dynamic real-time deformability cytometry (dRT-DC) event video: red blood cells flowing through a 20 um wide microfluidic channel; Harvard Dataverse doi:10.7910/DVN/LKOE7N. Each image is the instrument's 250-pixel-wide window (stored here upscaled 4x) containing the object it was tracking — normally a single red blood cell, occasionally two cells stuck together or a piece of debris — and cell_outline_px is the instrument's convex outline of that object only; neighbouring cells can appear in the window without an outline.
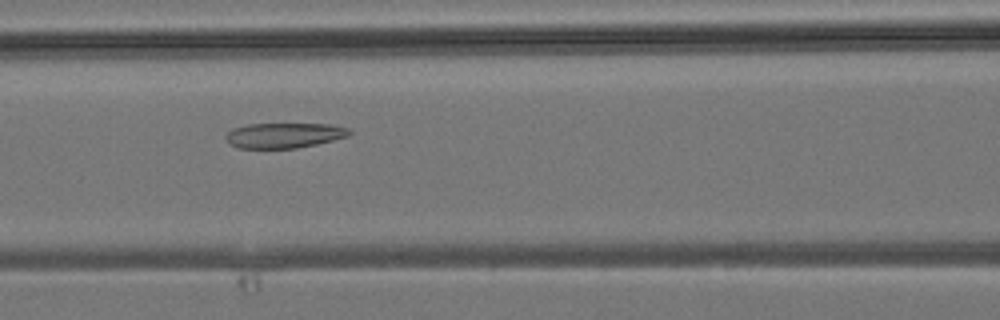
{"species": "common noctule bat (a hibernating species)", "species_latin": "Nyctalus noctula", "temperature_condition": "room temperature", "stored_images_in_passage": 31, "segment_of_instrument_passage": [1, 2], "camera_frame_rate_fps": 3000, "um_per_image_px": 0.085, "animal": {"sex": "male", "body_mass_g": 19.2, "forearm_length_mm": 51.8}, "frame": {"image": 1, "passage_image": 6, "time_ms": 1.667, "image_size_px": [1000, 320], "cell_outline_px": [[352, 132], [348, 136], [316, 144], [296, 148], [236, 148], [228, 144], [224, 136], [232, 128], [248, 124], [328, 124], [348, 128]], "centroid_in_image_um": [24.09, 11.51], "position_along_channel_um": 142.5, "area_um2": 18.15}}
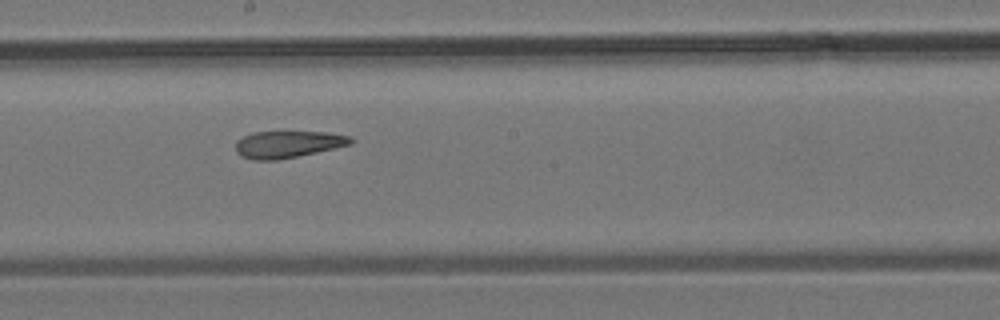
{"frame": {"image": 2, "passage_image": 11, "time_ms": 3.333, "image_size_px": [1000, 320], "cell_outline_px": [[356, 140], [352, 144], [316, 152], [276, 160], [252, 160], [240, 156], [236, 152], [236, 140], [252, 132], [328, 132], [352, 136]], "centroid_in_image_um": [24.48, 12.26], "position_along_channel_um": 223.7, "area_um2": 18.15}}
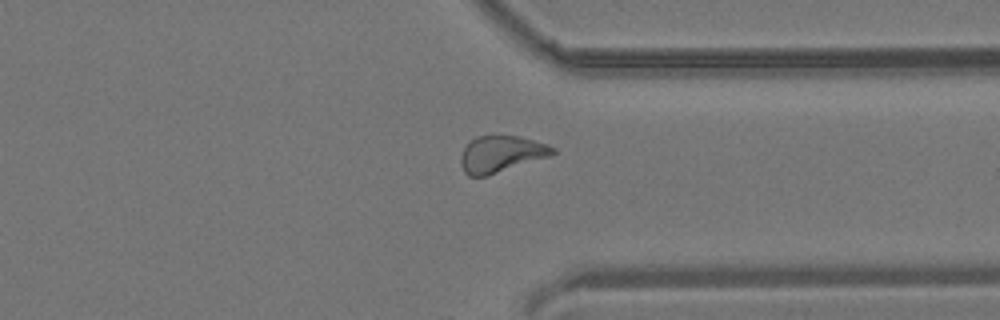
{"frame": {"image": 3, "passage_image": 20, "time_ms": 6.333, "image_size_px": [1000, 320], "cell_outline_px": [[556, 152], [548, 156], [488, 176], [468, 176], [464, 172], [460, 164], [460, 160], [464, 148], [476, 136], [492, 132], [520, 136], [556, 148]], "centroid_in_image_um": [42.54, 13.05], "position_along_channel_um": 368.9, "area_um2": 19.88}}